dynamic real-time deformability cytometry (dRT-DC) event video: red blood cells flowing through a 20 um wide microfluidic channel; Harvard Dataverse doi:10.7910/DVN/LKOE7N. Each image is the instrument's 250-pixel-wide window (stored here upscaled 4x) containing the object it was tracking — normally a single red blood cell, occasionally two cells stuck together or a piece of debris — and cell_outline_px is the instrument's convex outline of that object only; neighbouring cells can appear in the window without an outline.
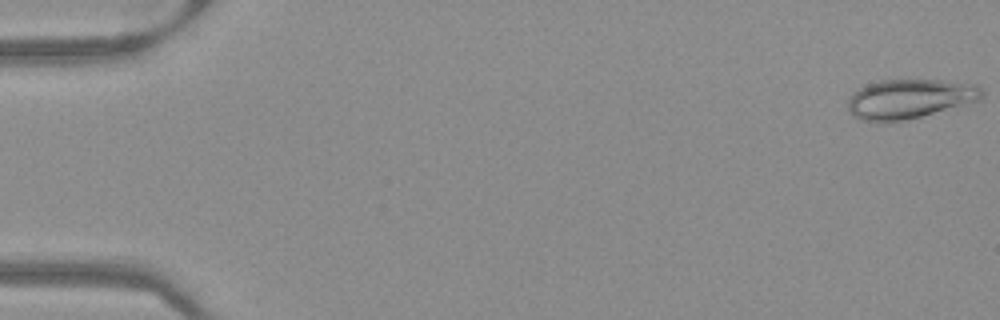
{"species": "Egyptian fruit bat (a non-hibernating species)", "species_latin": "Rousettus aegyptiacus", "temperature_condition": "warm", "stored_images_in_passage": 51, "camera_frame_rate_fps": 3000, "um_per_image_px": 0.085, "frame": {"image": 1, "passage_image": 1, "time_ms": 0.0, "image_size_px": [1000, 320], "cell_outline_px": [[984, 96], [980, 100], [920, 116], [904, 120], [884, 124], [880, 124], [860, 120], [852, 116], [848, 108], [848, 100], [852, 92], [868, 84], [880, 80], [944, 80], [976, 84], [984, 92]], "centroid_in_image_um": [77.27, 8.42], "position_along_channel_um": 7.7, "area_um2": 31.1}}
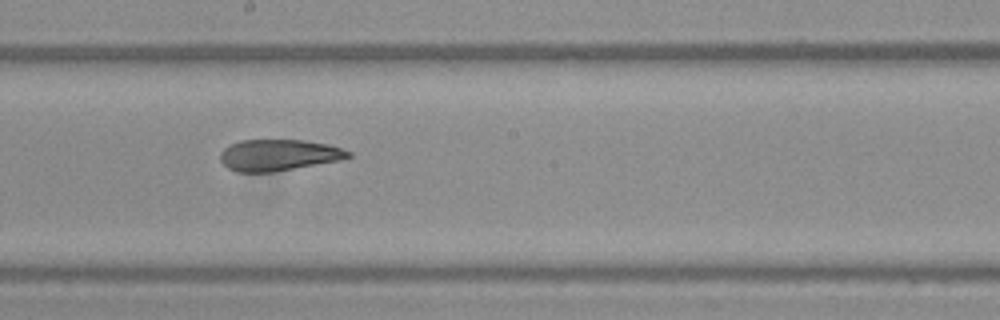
{"frame": {"image": 2, "passage_image": 29, "time_ms": 9.333, "image_size_px": [1000, 320], "cell_outline_px": [[352, 156], [340, 160], [272, 172], [236, 172], [228, 168], [220, 160], [220, 152], [228, 144], [240, 140], [304, 140], [328, 144], [352, 152]], "centroid_in_image_um": [23.65, 13.17], "position_along_channel_um": 224.5, "area_um2": 23.41}}
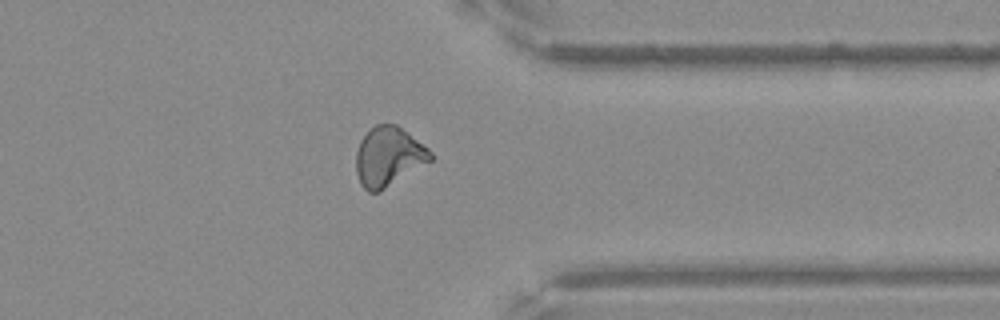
{"frame": {"image": 3, "passage_image": 41, "time_ms": 13.333, "image_size_px": [1000, 320], "cell_outline_px": [[432, 160], [380, 192], [368, 192], [360, 184], [356, 172], [356, 152], [360, 140], [376, 124], [396, 124], [428, 148], [432, 152]], "centroid_in_image_um": [33.01, 13.33], "position_along_channel_um": 378.4, "area_um2": 25.61}}